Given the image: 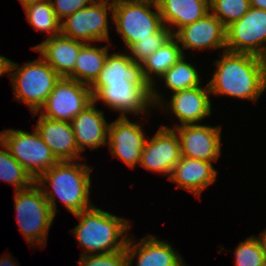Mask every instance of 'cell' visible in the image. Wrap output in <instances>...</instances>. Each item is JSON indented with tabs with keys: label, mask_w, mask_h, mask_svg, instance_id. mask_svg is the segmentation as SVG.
Segmentation results:
<instances>
[{
	"label": "cell",
	"mask_w": 266,
	"mask_h": 266,
	"mask_svg": "<svg viewBox=\"0 0 266 266\" xmlns=\"http://www.w3.org/2000/svg\"><path fill=\"white\" fill-rule=\"evenodd\" d=\"M208 82L210 93L256 102L266 89V65L261 57L224 50Z\"/></svg>",
	"instance_id": "6da1fadb"
},
{
	"label": "cell",
	"mask_w": 266,
	"mask_h": 266,
	"mask_svg": "<svg viewBox=\"0 0 266 266\" xmlns=\"http://www.w3.org/2000/svg\"><path fill=\"white\" fill-rule=\"evenodd\" d=\"M90 174L91 166L85 162L59 161L35 182L41 187L54 215L57 214L56 198L75 215L93 206L89 196ZM48 181L50 184L47 185ZM50 188L51 191L46 190Z\"/></svg>",
	"instance_id": "7a4b0ae2"
},
{
	"label": "cell",
	"mask_w": 266,
	"mask_h": 266,
	"mask_svg": "<svg viewBox=\"0 0 266 266\" xmlns=\"http://www.w3.org/2000/svg\"><path fill=\"white\" fill-rule=\"evenodd\" d=\"M79 224L72 229L77 242L83 247L80 254H107L126 249L131 228L129 220L96 208L94 205L75 214Z\"/></svg>",
	"instance_id": "3957f363"
},
{
	"label": "cell",
	"mask_w": 266,
	"mask_h": 266,
	"mask_svg": "<svg viewBox=\"0 0 266 266\" xmlns=\"http://www.w3.org/2000/svg\"><path fill=\"white\" fill-rule=\"evenodd\" d=\"M8 73L15 100L27 105L33 116L39 114V109L46 102L55 84L61 78L41 57L39 60L28 61L23 66L8 59Z\"/></svg>",
	"instance_id": "277c9868"
},
{
	"label": "cell",
	"mask_w": 266,
	"mask_h": 266,
	"mask_svg": "<svg viewBox=\"0 0 266 266\" xmlns=\"http://www.w3.org/2000/svg\"><path fill=\"white\" fill-rule=\"evenodd\" d=\"M13 200L20 232L28 244L43 248L55 215L41 187L35 182L27 189L15 191Z\"/></svg>",
	"instance_id": "5b68a950"
},
{
	"label": "cell",
	"mask_w": 266,
	"mask_h": 266,
	"mask_svg": "<svg viewBox=\"0 0 266 266\" xmlns=\"http://www.w3.org/2000/svg\"><path fill=\"white\" fill-rule=\"evenodd\" d=\"M113 21L126 49L140 39L152 38L164 26L158 6L139 0L114 2Z\"/></svg>",
	"instance_id": "8992f818"
},
{
	"label": "cell",
	"mask_w": 266,
	"mask_h": 266,
	"mask_svg": "<svg viewBox=\"0 0 266 266\" xmlns=\"http://www.w3.org/2000/svg\"><path fill=\"white\" fill-rule=\"evenodd\" d=\"M0 140L35 181L59 162L36 129L32 133L5 129L0 132Z\"/></svg>",
	"instance_id": "52a82bcc"
},
{
	"label": "cell",
	"mask_w": 266,
	"mask_h": 266,
	"mask_svg": "<svg viewBox=\"0 0 266 266\" xmlns=\"http://www.w3.org/2000/svg\"><path fill=\"white\" fill-rule=\"evenodd\" d=\"M108 10L113 21V3L94 0L60 22V34L83 43L109 41Z\"/></svg>",
	"instance_id": "ba28073f"
},
{
	"label": "cell",
	"mask_w": 266,
	"mask_h": 266,
	"mask_svg": "<svg viewBox=\"0 0 266 266\" xmlns=\"http://www.w3.org/2000/svg\"><path fill=\"white\" fill-rule=\"evenodd\" d=\"M93 102L90 86L68 78H60L46 102L39 109L48 119L71 122Z\"/></svg>",
	"instance_id": "9c48e42d"
},
{
	"label": "cell",
	"mask_w": 266,
	"mask_h": 266,
	"mask_svg": "<svg viewBox=\"0 0 266 266\" xmlns=\"http://www.w3.org/2000/svg\"><path fill=\"white\" fill-rule=\"evenodd\" d=\"M262 57L266 50V11L251 7L226 27V49Z\"/></svg>",
	"instance_id": "30bf717a"
},
{
	"label": "cell",
	"mask_w": 266,
	"mask_h": 266,
	"mask_svg": "<svg viewBox=\"0 0 266 266\" xmlns=\"http://www.w3.org/2000/svg\"><path fill=\"white\" fill-rule=\"evenodd\" d=\"M92 97L95 104L100 100L111 110L120 112L121 117L127 114L144 116L148 113L149 107H154L149 84L108 83V86L100 87Z\"/></svg>",
	"instance_id": "8fae6325"
},
{
	"label": "cell",
	"mask_w": 266,
	"mask_h": 266,
	"mask_svg": "<svg viewBox=\"0 0 266 266\" xmlns=\"http://www.w3.org/2000/svg\"><path fill=\"white\" fill-rule=\"evenodd\" d=\"M171 100L167 103L162 96L158 94V90L154 85L151 86V101L153 106L163 108L167 106V110L179 119V125L199 124L206 117L211 115V100L208 84L206 86H197L180 92L171 93ZM162 99V100H161Z\"/></svg>",
	"instance_id": "7c38bea8"
},
{
	"label": "cell",
	"mask_w": 266,
	"mask_h": 266,
	"mask_svg": "<svg viewBox=\"0 0 266 266\" xmlns=\"http://www.w3.org/2000/svg\"><path fill=\"white\" fill-rule=\"evenodd\" d=\"M180 158V141L175 129L161 125L151 139H146L139 164L169 178Z\"/></svg>",
	"instance_id": "4fadbf2b"
},
{
	"label": "cell",
	"mask_w": 266,
	"mask_h": 266,
	"mask_svg": "<svg viewBox=\"0 0 266 266\" xmlns=\"http://www.w3.org/2000/svg\"><path fill=\"white\" fill-rule=\"evenodd\" d=\"M181 156L216 162L221 156V126L175 125Z\"/></svg>",
	"instance_id": "5bb4252c"
},
{
	"label": "cell",
	"mask_w": 266,
	"mask_h": 266,
	"mask_svg": "<svg viewBox=\"0 0 266 266\" xmlns=\"http://www.w3.org/2000/svg\"><path fill=\"white\" fill-rule=\"evenodd\" d=\"M141 126V123L131 122L127 116H119L109 124L107 140L109 151L129 168L139 164L147 139Z\"/></svg>",
	"instance_id": "9a60e30c"
},
{
	"label": "cell",
	"mask_w": 266,
	"mask_h": 266,
	"mask_svg": "<svg viewBox=\"0 0 266 266\" xmlns=\"http://www.w3.org/2000/svg\"><path fill=\"white\" fill-rule=\"evenodd\" d=\"M173 36L177 39L182 52L185 48L187 50L226 48V27L211 12L202 19L180 28Z\"/></svg>",
	"instance_id": "2e32d148"
},
{
	"label": "cell",
	"mask_w": 266,
	"mask_h": 266,
	"mask_svg": "<svg viewBox=\"0 0 266 266\" xmlns=\"http://www.w3.org/2000/svg\"><path fill=\"white\" fill-rule=\"evenodd\" d=\"M127 242L128 262L126 266H133L137 257L136 266H186L184 259L174 250L171 244L147 234L139 242L131 238Z\"/></svg>",
	"instance_id": "e0dca14e"
},
{
	"label": "cell",
	"mask_w": 266,
	"mask_h": 266,
	"mask_svg": "<svg viewBox=\"0 0 266 266\" xmlns=\"http://www.w3.org/2000/svg\"><path fill=\"white\" fill-rule=\"evenodd\" d=\"M34 129L59 161H76L83 158L75 142L70 122L52 120L40 115Z\"/></svg>",
	"instance_id": "ac0fdd59"
},
{
	"label": "cell",
	"mask_w": 266,
	"mask_h": 266,
	"mask_svg": "<svg viewBox=\"0 0 266 266\" xmlns=\"http://www.w3.org/2000/svg\"><path fill=\"white\" fill-rule=\"evenodd\" d=\"M75 142L82 153L87 147L91 150L107 145L109 124L105 120L104 112L95 107L92 102L75 118L71 120Z\"/></svg>",
	"instance_id": "d6986e66"
},
{
	"label": "cell",
	"mask_w": 266,
	"mask_h": 266,
	"mask_svg": "<svg viewBox=\"0 0 266 266\" xmlns=\"http://www.w3.org/2000/svg\"><path fill=\"white\" fill-rule=\"evenodd\" d=\"M217 170L212 162L181 156L168 180L177 188L185 189L200 197L202 191L216 181Z\"/></svg>",
	"instance_id": "ffe728a7"
},
{
	"label": "cell",
	"mask_w": 266,
	"mask_h": 266,
	"mask_svg": "<svg viewBox=\"0 0 266 266\" xmlns=\"http://www.w3.org/2000/svg\"><path fill=\"white\" fill-rule=\"evenodd\" d=\"M85 43L61 34L45 39L32 49L40 53L61 78H67L73 71L81 47Z\"/></svg>",
	"instance_id": "44dd1931"
},
{
	"label": "cell",
	"mask_w": 266,
	"mask_h": 266,
	"mask_svg": "<svg viewBox=\"0 0 266 266\" xmlns=\"http://www.w3.org/2000/svg\"><path fill=\"white\" fill-rule=\"evenodd\" d=\"M117 82L149 84L144 79L142 65L133 62L128 53H109L98 78L90 86L91 94L100 87L108 86V83Z\"/></svg>",
	"instance_id": "7402d4cb"
},
{
	"label": "cell",
	"mask_w": 266,
	"mask_h": 266,
	"mask_svg": "<svg viewBox=\"0 0 266 266\" xmlns=\"http://www.w3.org/2000/svg\"><path fill=\"white\" fill-rule=\"evenodd\" d=\"M158 9L163 25L174 35L176 30L205 17L210 12V0H162Z\"/></svg>",
	"instance_id": "603a6c76"
},
{
	"label": "cell",
	"mask_w": 266,
	"mask_h": 266,
	"mask_svg": "<svg viewBox=\"0 0 266 266\" xmlns=\"http://www.w3.org/2000/svg\"><path fill=\"white\" fill-rule=\"evenodd\" d=\"M109 46L110 44L95 47L91 43H85L80 49L72 73L67 78L91 86L104 66Z\"/></svg>",
	"instance_id": "cb8c5ba5"
},
{
	"label": "cell",
	"mask_w": 266,
	"mask_h": 266,
	"mask_svg": "<svg viewBox=\"0 0 266 266\" xmlns=\"http://www.w3.org/2000/svg\"><path fill=\"white\" fill-rule=\"evenodd\" d=\"M183 55L177 39L172 36L159 49L142 62L144 79L150 86L156 85L154 76L159 78L169 70ZM153 76V77H152Z\"/></svg>",
	"instance_id": "d4e9b609"
},
{
	"label": "cell",
	"mask_w": 266,
	"mask_h": 266,
	"mask_svg": "<svg viewBox=\"0 0 266 266\" xmlns=\"http://www.w3.org/2000/svg\"><path fill=\"white\" fill-rule=\"evenodd\" d=\"M183 55L160 79H164L165 87L172 93L180 92L197 86H201V76L192 63L187 62Z\"/></svg>",
	"instance_id": "484cf974"
},
{
	"label": "cell",
	"mask_w": 266,
	"mask_h": 266,
	"mask_svg": "<svg viewBox=\"0 0 266 266\" xmlns=\"http://www.w3.org/2000/svg\"><path fill=\"white\" fill-rule=\"evenodd\" d=\"M27 20L36 31L46 32L49 37L60 34V21L52 8L50 0L30 3L23 7Z\"/></svg>",
	"instance_id": "4316f807"
},
{
	"label": "cell",
	"mask_w": 266,
	"mask_h": 266,
	"mask_svg": "<svg viewBox=\"0 0 266 266\" xmlns=\"http://www.w3.org/2000/svg\"><path fill=\"white\" fill-rule=\"evenodd\" d=\"M0 180L14 186V192L31 187L35 180L10 154L7 146L0 140Z\"/></svg>",
	"instance_id": "83f0119b"
},
{
	"label": "cell",
	"mask_w": 266,
	"mask_h": 266,
	"mask_svg": "<svg viewBox=\"0 0 266 266\" xmlns=\"http://www.w3.org/2000/svg\"><path fill=\"white\" fill-rule=\"evenodd\" d=\"M235 266H264L266 254L259 237L252 235L236 247Z\"/></svg>",
	"instance_id": "f1b7e54d"
},
{
	"label": "cell",
	"mask_w": 266,
	"mask_h": 266,
	"mask_svg": "<svg viewBox=\"0 0 266 266\" xmlns=\"http://www.w3.org/2000/svg\"><path fill=\"white\" fill-rule=\"evenodd\" d=\"M172 36L170 29L167 26H163L158 32L152 34V38L140 39L126 51L133 62L142 64L146 58L159 49Z\"/></svg>",
	"instance_id": "f546056e"
},
{
	"label": "cell",
	"mask_w": 266,
	"mask_h": 266,
	"mask_svg": "<svg viewBox=\"0 0 266 266\" xmlns=\"http://www.w3.org/2000/svg\"><path fill=\"white\" fill-rule=\"evenodd\" d=\"M249 0H210V12L227 27L239 20L249 9Z\"/></svg>",
	"instance_id": "4dcf8cb0"
},
{
	"label": "cell",
	"mask_w": 266,
	"mask_h": 266,
	"mask_svg": "<svg viewBox=\"0 0 266 266\" xmlns=\"http://www.w3.org/2000/svg\"><path fill=\"white\" fill-rule=\"evenodd\" d=\"M127 248L107 254H87L79 258L78 266H126L128 262Z\"/></svg>",
	"instance_id": "1f68e13d"
},
{
	"label": "cell",
	"mask_w": 266,
	"mask_h": 266,
	"mask_svg": "<svg viewBox=\"0 0 266 266\" xmlns=\"http://www.w3.org/2000/svg\"><path fill=\"white\" fill-rule=\"evenodd\" d=\"M94 0H50L57 19L61 22L67 16L90 5Z\"/></svg>",
	"instance_id": "d6a6232c"
},
{
	"label": "cell",
	"mask_w": 266,
	"mask_h": 266,
	"mask_svg": "<svg viewBox=\"0 0 266 266\" xmlns=\"http://www.w3.org/2000/svg\"><path fill=\"white\" fill-rule=\"evenodd\" d=\"M250 6L257 9H263L266 11V0H249Z\"/></svg>",
	"instance_id": "836d02e7"
},
{
	"label": "cell",
	"mask_w": 266,
	"mask_h": 266,
	"mask_svg": "<svg viewBox=\"0 0 266 266\" xmlns=\"http://www.w3.org/2000/svg\"><path fill=\"white\" fill-rule=\"evenodd\" d=\"M8 58L0 55V77L7 73Z\"/></svg>",
	"instance_id": "e575fe53"
},
{
	"label": "cell",
	"mask_w": 266,
	"mask_h": 266,
	"mask_svg": "<svg viewBox=\"0 0 266 266\" xmlns=\"http://www.w3.org/2000/svg\"><path fill=\"white\" fill-rule=\"evenodd\" d=\"M13 260L14 259L13 258L10 259V257H8V255L6 256V258L4 256V257L0 258V266H19V265L15 264V262H13Z\"/></svg>",
	"instance_id": "d590c367"
},
{
	"label": "cell",
	"mask_w": 266,
	"mask_h": 266,
	"mask_svg": "<svg viewBox=\"0 0 266 266\" xmlns=\"http://www.w3.org/2000/svg\"><path fill=\"white\" fill-rule=\"evenodd\" d=\"M259 238H260V240L262 242V245H263V248H264V251H265V254H266V229L260 233Z\"/></svg>",
	"instance_id": "8d00e7d4"
},
{
	"label": "cell",
	"mask_w": 266,
	"mask_h": 266,
	"mask_svg": "<svg viewBox=\"0 0 266 266\" xmlns=\"http://www.w3.org/2000/svg\"><path fill=\"white\" fill-rule=\"evenodd\" d=\"M19 1L22 4V6L24 7L30 3L40 2V1H44V0H19Z\"/></svg>",
	"instance_id": "74e56055"
},
{
	"label": "cell",
	"mask_w": 266,
	"mask_h": 266,
	"mask_svg": "<svg viewBox=\"0 0 266 266\" xmlns=\"http://www.w3.org/2000/svg\"><path fill=\"white\" fill-rule=\"evenodd\" d=\"M139 1H144L146 3L154 4L157 5L162 1V0H139Z\"/></svg>",
	"instance_id": "f35d334b"
},
{
	"label": "cell",
	"mask_w": 266,
	"mask_h": 266,
	"mask_svg": "<svg viewBox=\"0 0 266 266\" xmlns=\"http://www.w3.org/2000/svg\"><path fill=\"white\" fill-rule=\"evenodd\" d=\"M262 61L264 62V64L266 65V50L263 53L262 57H261Z\"/></svg>",
	"instance_id": "ab89813d"
},
{
	"label": "cell",
	"mask_w": 266,
	"mask_h": 266,
	"mask_svg": "<svg viewBox=\"0 0 266 266\" xmlns=\"http://www.w3.org/2000/svg\"><path fill=\"white\" fill-rule=\"evenodd\" d=\"M104 1H108V2L110 1V2L114 3V2H118V1H122V0H112V1L111 0H104Z\"/></svg>",
	"instance_id": "60d3db41"
}]
</instances>
